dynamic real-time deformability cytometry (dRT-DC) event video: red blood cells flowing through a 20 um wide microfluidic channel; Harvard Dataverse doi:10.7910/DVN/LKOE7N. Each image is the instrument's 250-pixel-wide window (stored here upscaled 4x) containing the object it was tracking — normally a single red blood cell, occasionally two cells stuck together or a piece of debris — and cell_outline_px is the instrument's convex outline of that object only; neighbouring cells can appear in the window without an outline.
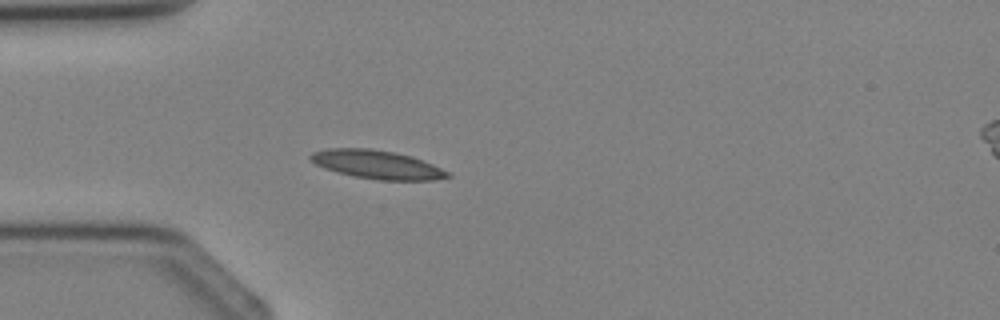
{"species": "Egyptian fruit bat (a non-hibernating species)", "species_latin": "Rousettus aegyptiacus", "temperature_condition": "cold", "stored_images_in_passage": 1, "camera_frame_rate_fps": 3000, "um_per_image_px": 0.085, "animal": {"sex": "female"}, "frame": {"image": 1, "passage_image": 1, "time_ms": 0.0, "image_size_px": [1000, 320], "cell_outline_px": [[452, 176], [432, 180], [380, 180], [356, 176], [324, 168], [316, 164], [308, 156], [312, 152], [328, 148], [372, 148], [412, 156], [432, 164], [448, 172]], "centroid_in_image_um": [32.04, 13.97], "position_along_channel_um": 53.0, "area_um2": 22.48}}